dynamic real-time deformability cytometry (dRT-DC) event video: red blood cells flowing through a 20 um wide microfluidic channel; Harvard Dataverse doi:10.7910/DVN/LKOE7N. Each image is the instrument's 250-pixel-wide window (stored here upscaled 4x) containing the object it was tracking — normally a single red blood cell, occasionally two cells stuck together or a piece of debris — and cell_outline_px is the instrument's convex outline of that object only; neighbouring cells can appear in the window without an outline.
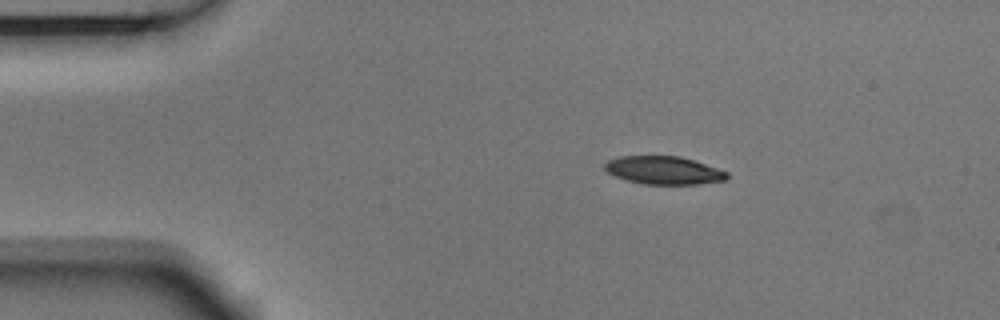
{"species": "Egyptian fruit bat (a non-hibernating species)", "species_latin": "Rousettus aegyptiacus", "temperature_condition": "room temperature", "stored_images_in_passage": 5, "camera_frame_rate_fps": 3000, "um_per_image_px": 0.085, "animal": {"sex": "male"}, "frame": {"image": 1, "passage_image": 2, "time_ms": 0.333, "image_size_px": [1000, 320], "cell_outline_px": [[728, 180], [696, 184], [644, 184], [624, 180], [608, 172], [604, 168], [604, 164], [608, 160], [620, 156], [680, 156], [728, 172]], "centroid_in_image_um": [56.4, 14.48], "position_along_channel_um": 28.6, "area_um2": 19.88}}
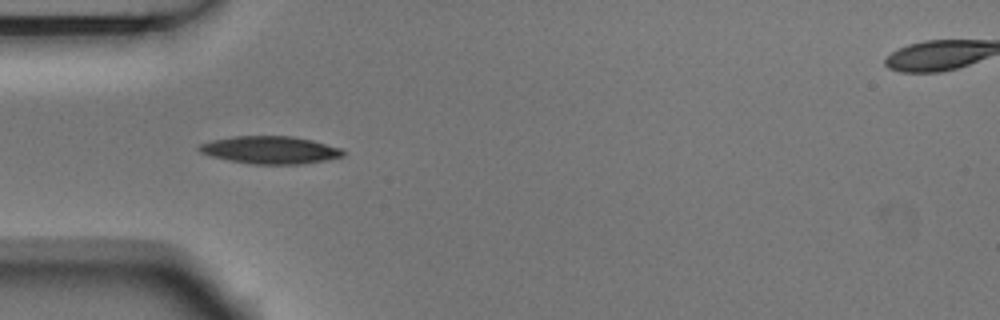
{"frame": {"image": 2, "passage_image": 4, "time_ms": 1.0, "image_size_px": [1000, 320], "cell_outline_px": [[344, 156], [328, 160], [300, 164], [248, 164], [228, 160], [212, 156], [200, 152], [196, 148], [200, 144], [212, 140], [236, 136], [292, 136], [312, 140], [344, 148]], "centroid_in_image_um": [23.0, 12.75], "position_along_channel_um": 62.0, "area_um2": 23.29}}
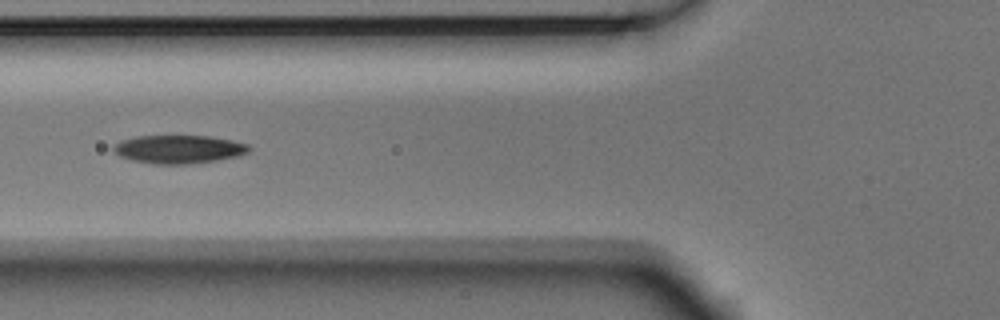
{"frame": {"image": 3, "passage_image": 5, "time_ms": 1.333, "image_size_px": [1000, 320], "cell_outline_px": [[252, 148], [248, 152], [240, 156], [216, 160], [184, 164], [152, 164], [132, 160], [120, 156], [112, 152], [112, 148], [120, 140], [136, 136], [212, 136], [232, 140], [248, 144]], "centroid_in_image_um": [15.2, 12.68], "position_along_channel_um": 110.6, "area_um2": 22.48}}